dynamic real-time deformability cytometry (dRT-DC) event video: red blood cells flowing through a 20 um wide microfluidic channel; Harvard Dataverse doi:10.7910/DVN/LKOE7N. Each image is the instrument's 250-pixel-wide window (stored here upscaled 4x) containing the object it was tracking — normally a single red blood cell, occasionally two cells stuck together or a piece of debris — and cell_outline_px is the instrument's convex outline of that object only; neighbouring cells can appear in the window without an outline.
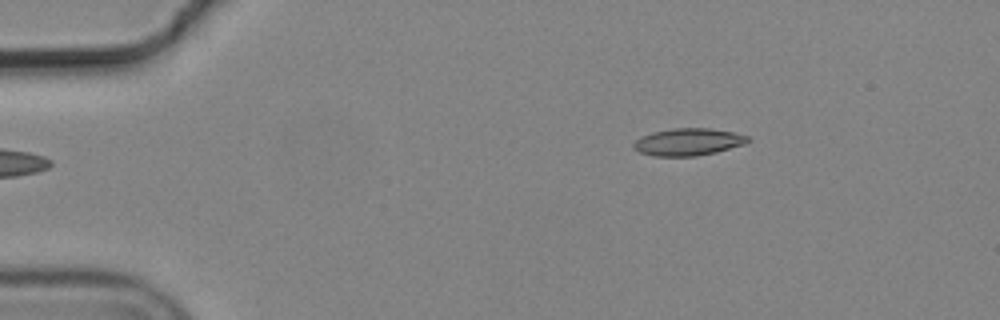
{"species": "common noctule bat (a hibernating species)", "species_latin": "Nyctalus noctula", "temperature_condition": "cold", "stored_images_in_passage": 5, "camera_frame_rate_fps": 3000, "um_per_image_px": 0.085, "animal": {"sex": "male", "body_mass_g": 19.2, "forearm_length_mm": 51.8}, "frame": {"image": 1, "passage_image": 5, "time_ms": 1.333, "image_size_px": [1000, 320], "cell_outline_px": [[748, 140], [744, 144], [716, 152], [696, 156], [652, 156], [640, 152], [632, 148], [632, 144], [640, 136], [652, 132], [672, 128], [708, 128], [732, 132], [748, 136]], "centroid_in_image_um": [58.43, 12.06], "position_along_channel_um": 26.6, "area_um2": 18.09}}